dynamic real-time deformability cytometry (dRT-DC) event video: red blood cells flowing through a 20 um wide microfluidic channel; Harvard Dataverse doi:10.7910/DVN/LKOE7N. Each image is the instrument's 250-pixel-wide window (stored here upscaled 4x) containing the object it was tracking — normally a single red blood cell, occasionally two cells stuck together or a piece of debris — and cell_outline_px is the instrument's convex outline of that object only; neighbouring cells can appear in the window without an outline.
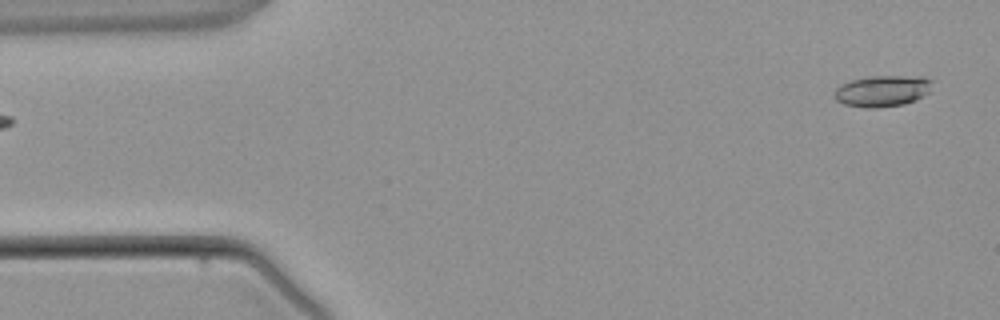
{"species": "common noctule bat (a hibernating species)", "species_latin": "Nyctalus noctula", "temperature_condition": "warm", "stored_images_in_passage": 3, "camera_frame_rate_fps": 3000, "um_per_image_px": 0.085, "animal": {"sex": "male", "body_mass_g": 21.5, "forearm_length_mm": 52.0}, "frame": {"image": 1, "passage_image": 3, "time_ms": 2.333, "image_size_px": [1000, 320], "cell_outline_px": [[932, 80], [928, 92], [924, 96], [916, 100], [904, 104], [876, 108], [864, 108], [844, 104], [836, 100], [836, 88], [840, 84], [852, 80], [868, 76], [924, 76]], "centroid_in_image_um": [75.02, 7.73], "position_along_channel_um": 10.0, "area_um2": 17.86}}